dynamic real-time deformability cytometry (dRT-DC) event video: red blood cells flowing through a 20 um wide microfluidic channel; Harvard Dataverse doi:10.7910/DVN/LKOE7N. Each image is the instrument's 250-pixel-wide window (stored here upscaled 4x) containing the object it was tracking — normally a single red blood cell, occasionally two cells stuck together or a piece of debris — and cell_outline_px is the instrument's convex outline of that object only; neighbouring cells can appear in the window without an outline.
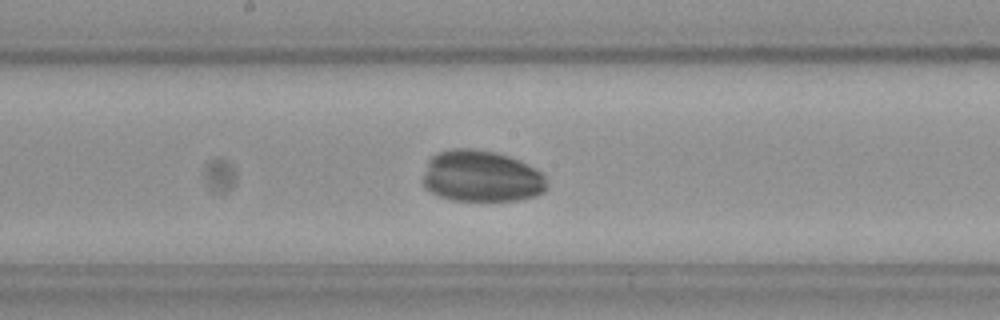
{"species": "Egyptian fruit bat (a non-hibernating species)", "species_latin": "Rousettus aegyptiacus", "temperature_condition": "cold", "stored_images_in_passage": 57, "camera_frame_rate_fps": 3000, "um_per_image_px": 0.085, "frame": {"image": 1, "passage_image": 31, "time_ms": 10.0, "image_size_px": [1000, 320], "cell_outline_px": [[548, 188], [544, 192], [536, 196], [520, 200], [452, 200], [440, 196], [424, 188], [420, 180], [428, 160], [432, 156], [440, 152], [452, 148], [472, 148], [492, 152], [508, 156], [520, 160], [540, 172], [544, 176], [548, 184]], "centroid_in_image_um": [40.89, 14.99], "position_along_channel_um": 207.3, "area_um2": 37.45}}
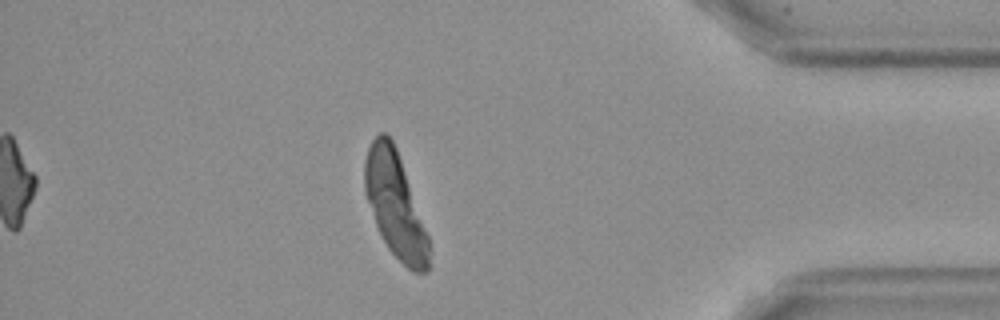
{"frame": {"image": 2, "passage_image": 50, "time_ms": 16.333, "image_size_px": [1000, 320], "cell_outline_px": [[428, 272], [412, 272], [388, 248], [376, 224], [364, 188], [364, 160], [368, 148], [372, 140], [380, 132], [384, 132], [392, 140], [396, 148], [428, 236]], "centroid_in_image_um": [33.56, 17.39], "position_along_channel_um": 401.6, "area_um2": 38.15}}